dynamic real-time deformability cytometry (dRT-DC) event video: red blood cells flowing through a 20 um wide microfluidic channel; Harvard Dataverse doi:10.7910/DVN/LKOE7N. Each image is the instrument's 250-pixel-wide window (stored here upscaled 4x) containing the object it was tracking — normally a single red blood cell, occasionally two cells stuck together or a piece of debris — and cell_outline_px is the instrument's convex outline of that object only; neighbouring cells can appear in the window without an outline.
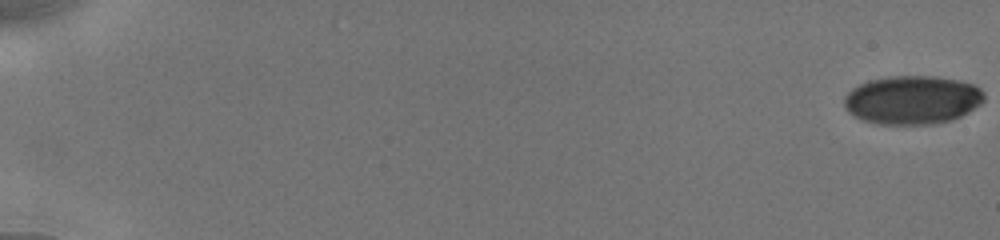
{"species": "human", "species_latin": "Homo sapiens", "temperature_condition": "cold", "stored_images_in_passage": 34, "camera_frame_rate_fps": 3000, "um_per_image_px": 0.085, "donor": {"sex": "male"}, "frame": {"image": 1, "passage_image": 1, "time_ms": 0.0, "image_size_px": [1000, 240], "cell_outline_px": [[984, 100], [980, 104], [968, 112], [952, 120], [936, 124], [876, 124], [864, 120], [848, 112], [844, 104], [844, 96], [852, 88], [868, 80], [888, 76], [936, 76], [960, 80], [972, 84], [980, 88], [984, 92]], "centroid_in_image_um": [77.55, 8.48], "position_along_channel_um": 7.4, "area_um2": 39.82}}
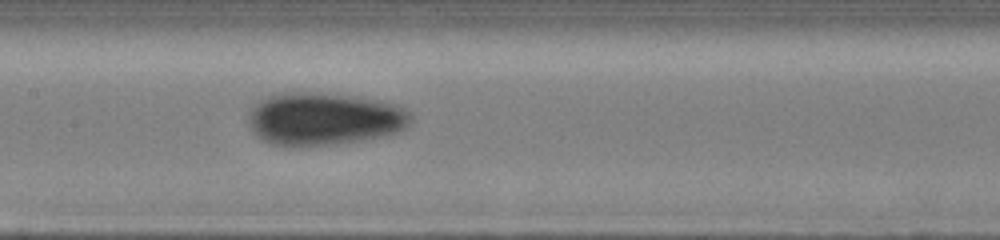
{"frame": {"image": 2, "passage_image": 25, "time_ms": 9.667, "image_size_px": [1000, 240], "cell_outline_px": [[412, 120], [404, 128], [396, 132], [380, 136], [360, 140], [328, 144], [272, 144], [264, 140], [252, 128], [248, 120], [248, 112], [260, 100], [268, 96], [280, 92], [312, 92], [356, 96], [396, 104], [408, 108], [412, 112]], "centroid_in_image_um": [27.59, 10.05], "position_along_channel_um": 179.8, "area_um2": 49.19}}
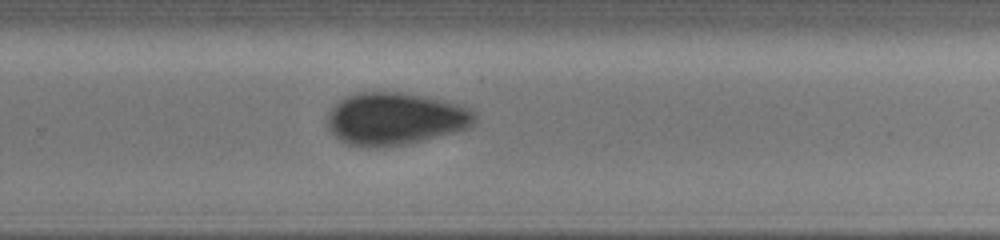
{"frame": {"image": 3, "passage_image": 34, "time_ms": 12.667, "image_size_px": [1000, 240], "cell_outline_px": [[476, 124], [468, 128], [456, 132], [408, 144], [384, 148], [364, 148], [348, 144], [340, 140], [332, 132], [328, 124], [328, 112], [344, 96], [356, 92], [400, 92], [444, 100], [460, 104], [468, 108], [476, 116]], "centroid_in_image_um": [33.6, 10.11], "position_along_channel_um": 296.2, "area_um2": 45.43}}